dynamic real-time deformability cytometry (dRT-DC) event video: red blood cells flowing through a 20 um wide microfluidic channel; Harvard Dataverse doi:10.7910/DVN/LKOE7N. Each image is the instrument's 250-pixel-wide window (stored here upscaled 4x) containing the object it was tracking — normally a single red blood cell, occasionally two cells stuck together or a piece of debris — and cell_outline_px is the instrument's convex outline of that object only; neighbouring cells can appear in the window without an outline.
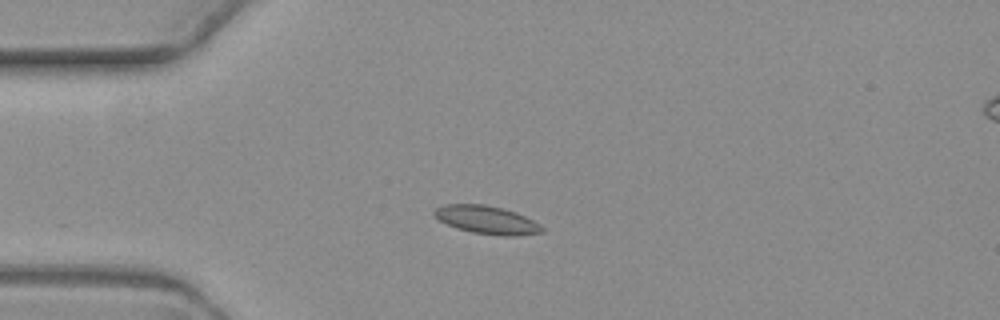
{"species": "common noctule bat (a hibernating species)", "species_latin": "Nyctalus noctula", "temperature_condition": "warm", "stored_images_in_passage": 6, "camera_frame_rate_fps": 3000, "um_per_image_px": 0.085, "animal": {"sex": "female", "body_mass_g": 19.3, "forearm_length_mm": 54.1}, "frame": {"image": 1, "passage_image": 4, "time_ms": 3.667, "image_size_px": [1000, 320], "cell_outline_px": [[544, 232], [516, 236], [504, 236], [472, 232], [448, 224], [440, 220], [432, 212], [436, 208], [444, 204], [484, 204], [504, 208], [516, 212], [540, 224], [544, 228]], "centroid_in_image_um": [41.41, 18.68], "position_along_channel_um": 43.6, "area_um2": 17.51}}
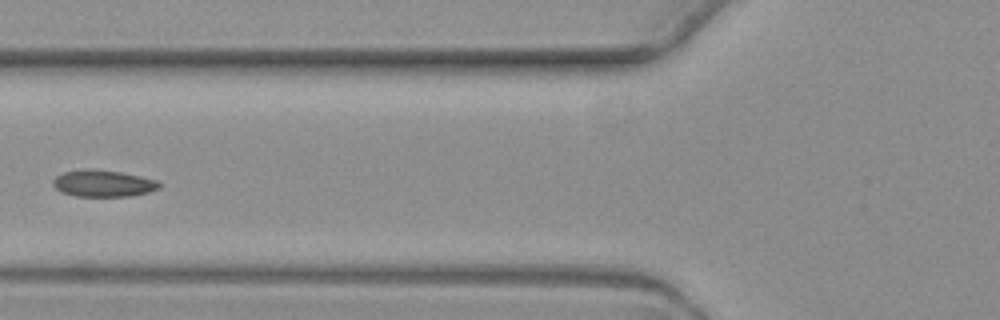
{"frame": {"image": 2, "passage_image": 6, "time_ms": 6.333, "image_size_px": [1000, 320], "cell_outline_px": [[164, 184], [160, 188], [148, 192], [132, 196], [76, 196], [60, 192], [52, 184], [52, 180], [56, 176], [64, 172], [88, 168], [120, 172], [140, 176], [156, 180]], "centroid_in_image_um": [8.78, 15.59], "position_along_channel_um": 117.0, "area_um2": 16.65}}